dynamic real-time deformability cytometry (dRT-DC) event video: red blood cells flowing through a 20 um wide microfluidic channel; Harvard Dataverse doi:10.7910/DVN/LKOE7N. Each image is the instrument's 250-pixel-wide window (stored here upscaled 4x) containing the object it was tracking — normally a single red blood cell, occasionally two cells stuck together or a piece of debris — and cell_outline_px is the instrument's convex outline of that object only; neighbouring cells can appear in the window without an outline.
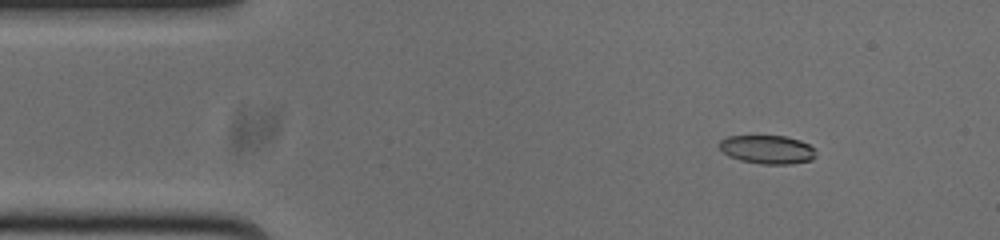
{"species": "common noctule bat (a hibernating species)", "species_latin": "Nyctalus noctula", "temperature_condition": "cold", "stored_images_in_passage": 49, "camera_frame_rate_fps": 3000, "um_per_image_px": 0.085, "animal": {"sex": "male", "body_mass_g": 20.0, "forearm_length_mm": 53.3}, "frame": {"image": 1, "passage_image": 6, "time_ms": 1.667, "image_size_px": [1000, 240], "cell_outline_px": [[816, 156], [812, 160], [792, 164], [760, 164], [740, 160], [728, 156], [720, 148], [720, 140], [728, 136], [788, 136], [800, 140], [816, 148]], "centroid_in_image_um": [65.27, 12.71], "position_along_channel_um": 19.7, "area_um2": 16.24}}
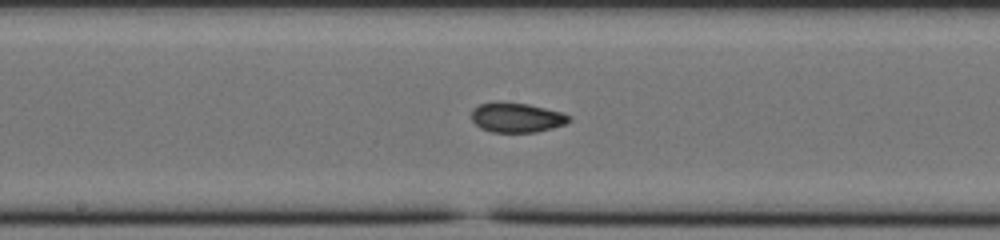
{"frame": {"image": 2, "passage_image": 26, "time_ms": 8.333, "image_size_px": [1000, 240], "cell_outline_px": [[572, 120], [564, 124], [552, 128], [536, 132], [492, 132], [480, 128], [472, 120], [472, 108], [480, 104], [496, 100], [500, 100], [528, 104], [560, 112], [568, 116]], "centroid_in_image_um": [43.86, 9.97], "position_along_channel_um": 204.3, "area_um2": 16.99}}
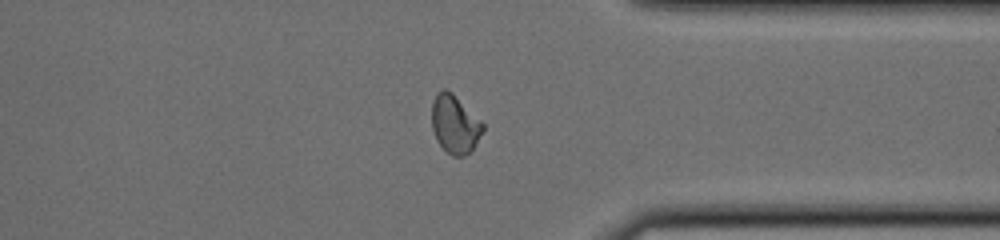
{"frame": {"image": 3, "passage_image": 40, "time_ms": 13.0, "image_size_px": [1000, 240], "cell_outline_px": [[484, 128], [472, 148], [464, 156], [452, 156], [436, 140], [432, 128], [432, 104], [436, 92], [444, 88], [452, 92], [484, 124]], "centroid_in_image_um": [38.63, 10.53], "position_along_channel_um": 372.8, "area_um2": 17.05}, "authors_computed_cell_mechanics": {"area_um2": 16.6464, "velocity_mm_per_s": 3.7788, "shape_relaxation_time_tau1_ms": 6.686, "shape_relaxation_time_tau2_ms": 1.9101, "deformation_change_tau1": 0.1934, "deformation_change_tau2": 0.0608}}